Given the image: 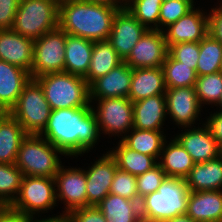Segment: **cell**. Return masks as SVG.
Here are the masks:
<instances>
[{
  "mask_svg": "<svg viewBox=\"0 0 222 222\" xmlns=\"http://www.w3.org/2000/svg\"><path fill=\"white\" fill-rule=\"evenodd\" d=\"M65 156L90 151L100 136L92 106L51 110L44 131L40 134ZM83 152V153H82Z\"/></svg>",
  "mask_w": 222,
  "mask_h": 222,
  "instance_id": "obj_1",
  "label": "cell"
},
{
  "mask_svg": "<svg viewBox=\"0 0 222 222\" xmlns=\"http://www.w3.org/2000/svg\"><path fill=\"white\" fill-rule=\"evenodd\" d=\"M118 8L86 0L59 1L58 26L91 41L108 40Z\"/></svg>",
  "mask_w": 222,
  "mask_h": 222,
  "instance_id": "obj_2",
  "label": "cell"
},
{
  "mask_svg": "<svg viewBox=\"0 0 222 222\" xmlns=\"http://www.w3.org/2000/svg\"><path fill=\"white\" fill-rule=\"evenodd\" d=\"M189 193L185 179L166 177L157 191L141 199L142 222H163L186 214Z\"/></svg>",
  "mask_w": 222,
  "mask_h": 222,
  "instance_id": "obj_3",
  "label": "cell"
},
{
  "mask_svg": "<svg viewBox=\"0 0 222 222\" xmlns=\"http://www.w3.org/2000/svg\"><path fill=\"white\" fill-rule=\"evenodd\" d=\"M35 80L43 88L51 110L90 107L89 85L84 77L67 72L41 75Z\"/></svg>",
  "mask_w": 222,
  "mask_h": 222,
  "instance_id": "obj_4",
  "label": "cell"
},
{
  "mask_svg": "<svg viewBox=\"0 0 222 222\" xmlns=\"http://www.w3.org/2000/svg\"><path fill=\"white\" fill-rule=\"evenodd\" d=\"M65 155L40 135H27L21 142L15 165L24 176L52 177L61 168L58 154Z\"/></svg>",
  "mask_w": 222,
  "mask_h": 222,
  "instance_id": "obj_5",
  "label": "cell"
},
{
  "mask_svg": "<svg viewBox=\"0 0 222 222\" xmlns=\"http://www.w3.org/2000/svg\"><path fill=\"white\" fill-rule=\"evenodd\" d=\"M58 0H20L12 30L33 40L58 27Z\"/></svg>",
  "mask_w": 222,
  "mask_h": 222,
  "instance_id": "obj_6",
  "label": "cell"
},
{
  "mask_svg": "<svg viewBox=\"0 0 222 222\" xmlns=\"http://www.w3.org/2000/svg\"><path fill=\"white\" fill-rule=\"evenodd\" d=\"M22 126L27 135H40L48 122L51 108L43 88L35 79L23 87L16 104L8 112Z\"/></svg>",
  "mask_w": 222,
  "mask_h": 222,
  "instance_id": "obj_7",
  "label": "cell"
},
{
  "mask_svg": "<svg viewBox=\"0 0 222 222\" xmlns=\"http://www.w3.org/2000/svg\"><path fill=\"white\" fill-rule=\"evenodd\" d=\"M57 202L55 179L52 177L23 176L20 192L10 207L33 217L40 211L54 208Z\"/></svg>",
  "mask_w": 222,
  "mask_h": 222,
  "instance_id": "obj_8",
  "label": "cell"
},
{
  "mask_svg": "<svg viewBox=\"0 0 222 222\" xmlns=\"http://www.w3.org/2000/svg\"><path fill=\"white\" fill-rule=\"evenodd\" d=\"M66 32L59 26L34 40L31 79L64 72Z\"/></svg>",
  "mask_w": 222,
  "mask_h": 222,
  "instance_id": "obj_9",
  "label": "cell"
},
{
  "mask_svg": "<svg viewBox=\"0 0 222 222\" xmlns=\"http://www.w3.org/2000/svg\"><path fill=\"white\" fill-rule=\"evenodd\" d=\"M98 101V108L93 112L99 129L105 134L117 136L129 132L133 128V102L129 98L114 97L94 99Z\"/></svg>",
  "mask_w": 222,
  "mask_h": 222,
  "instance_id": "obj_10",
  "label": "cell"
},
{
  "mask_svg": "<svg viewBox=\"0 0 222 222\" xmlns=\"http://www.w3.org/2000/svg\"><path fill=\"white\" fill-rule=\"evenodd\" d=\"M168 46L162 30L148 29L124 60L132 69L162 68L168 55Z\"/></svg>",
  "mask_w": 222,
  "mask_h": 222,
  "instance_id": "obj_11",
  "label": "cell"
},
{
  "mask_svg": "<svg viewBox=\"0 0 222 222\" xmlns=\"http://www.w3.org/2000/svg\"><path fill=\"white\" fill-rule=\"evenodd\" d=\"M147 30L129 11L120 9L114 15L108 41L124 61Z\"/></svg>",
  "mask_w": 222,
  "mask_h": 222,
  "instance_id": "obj_12",
  "label": "cell"
},
{
  "mask_svg": "<svg viewBox=\"0 0 222 222\" xmlns=\"http://www.w3.org/2000/svg\"><path fill=\"white\" fill-rule=\"evenodd\" d=\"M56 199L66 204L64 213L87 206L86 173L84 169L62 166L55 175ZM59 192V193H58Z\"/></svg>",
  "mask_w": 222,
  "mask_h": 222,
  "instance_id": "obj_13",
  "label": "cell"
},
{
  "mask_svg": "<svg viewBox=\"0 0 222 222\" xmlns=\"http://www.w3.org/2000/svg\"><path fill=\"white\" fill-rule=\"evenodd\" d=\"M167 114L181 127H190L198 118L201 105L195 86L167 88L165 92Z\"/></svg>",
  "mask_w": 222,
  "mask_h": 222,
  "instance_id": "obj_14",
  "label": "cell"
},
{
  "mask_svg": "<svg viewBox=\"0 0 222 222\" xmlns=\"http://www.w3.org/2000/svg\"><path fill=\"white\" fill-rule=\"evenodd\" d=\"M116 169V161L108 151L85 171L87 206H96L109 194Z\"/></svg>",
  "mask_w": 222,
  "mask_h": 222,
  "instance_id": "obj_15",
  "label": "cell"
},
{
  "mask_svg": "<svg viewBox=\"0 0 222 222\" xmlns=\"http://www.w3.org/2000/svg\"><path fill=\"white\" fill-rule=\"evenodd\" d=\"M163 31L168 48L185 42H200L208 33V15L194 8Z\"/></svg>",
  "mask_w": 222,
  "mask_h": 222,
  "instance_id": "obj_16",
  "label": "cell"
},
{
  "mask_svg": "<svg viewBox=\"0 0 222 222\" xmlns=\"http://www.w3.org/2000/svg\"><path fill=\"white\" fill-rule=\"evenodd\" d=\"M132 79V68L125 62L99 77L89 85L90 103L93 99L114 97L128 98Z\"/></svg>",
  "mask_w": 222,
  "mask_h": 222,
  "instance_id": "obj_17",
  "label": "cell"
},
{
  "mask_svg": "<svg viewBox=\"0 0 222 222\" xmlns=\"http://www.w3.org/2000/svg\"><path fill=\"white\" fill-rule=\"evenodd\" d=\"M175 139L190 154L195 163L207 162L222 155V148L206 125L204 128L186 130Z\"/></svg>",
  "mask_w": 222,
  "mask_h": 222,
  "instance_id": "obj_18",
  "label": "cell"
},
{
  "mask_svg": "<svg viewBox=\"0 0 222 222\" xmlns=\"http://www.w3.org/2000/svg\"><path fill=\"white\" fill-rule=\"evenodd\" d=\"M34 40L11 30H0V60L19 66L29 73L33 63Z\"/></svg>",
  "mask_w": 222,
  "mask_h": 222,
  "instance_id": "obj_19",
  "label": "cell"
},
{
  "mask_svg": "<svg viewBox=\"0 0 222 222\" xmlns=\"http://www.w3.org/2000/svg\"><path fill=\"white\" fill-rule=\"evenodd\" d=\"M30 79L25 69L0 60V108L9 112Z\"/></svg>",
  "mask_w": 222,
  "mask_h": 222,
  "instance_id": "obj_20",
  "label": "cell"
},
{
  "mask_svg": "<svg viewBox=\"0 0 222 222\" xmlns=\"http://www.w3.org/2000/svg\"><path fill=\"white\" fill-rule=\"evenodd\" d=\"M167 114L165 94L133 102V128L161 130Z\"/></svg>",
  "mask_w": 222,
  "mask_h": 222,
  "instance_id": "obj_21",
  "label": "cell"
},
{
  "mask_svg": "<svg viewBox=\"0 0 222 222\" xmlns=\"http://www.w3.org/2000/svg\"><path fill=\"white\" fill-rule=\"evenodd\" d=\"M186 214L197 222H222V191H190Z\"/></svg>",
  "mask_w": 222,
  "mask_h": 222,
  "instance_id": "obj_22",
  "label": "cell"
},
{
  "mask_svg": "<svg viewBox=\"0 0 222 222\" xmlns=\"http://www.w3.org/2000/svg\"><path fill=\"white\" fill-rule=\"evenodd\" d=\"M164 71L162 68L132 69V79L128 98L132 102L166 92Z\"/></svg>",
  "mask_w": 222,
  "mask_h": 222,
  "instance_id": "obj_23",
  "label": "cell"
},
{
  "mask_svg": "<svg viewBox=\"0 0 222 222\" xmlns=\"http://www.w3.org/2000/svg\"><path fill=\"white\" fill-rule=\"evenodd\" d=\"M185 180L191 192L221 190L222 155L207 162L195 163Z\"/></svg>",
  "mask_w": 222,
  "mask_h": 222,
  "instance_id": "obj_24",
  "label": "cell"
},
{
  "mask_svg": "<svg viewBox=\"0 0 222 222\" xmlns=\"http://www.w3.org/2000/svg\"><path fill=\"white\" fill-rule=\"evenodd\" d=\"M94 41L66 33L64 72L85 77L88 73Z\"/></svg>",
  "mask_w": 222,
  "mask_h": 222,
  "instance_id": "obj_25",
  "label": "cell"
},
{
  "mask_svg": "<svg viewBox=\"0 0 222 222\" xmlns=\"http://www.w3.org/2000/svg\"><path fill=\"white\" fill-rule=\"evenodd\" d=\"M26 136L18 121L6 112L0 119V163L15 164L20 144Z\"/></svg>",
  "mask_w": 222,
  "mask_h": 222,
  "instance_id": "obj_26",
  "label": "cell"
},
{
  "mask_svg": "<svg viewBox=\"0 0 222 222\" xmlns=\"http://www.w3.org/2000/svg\"><path fill=\"white\" fill-rule=\"evenodd\" d=\"M96 207L107 222H142L138 201L109 193Z\"/></svg>",
  "mask_w": 222,
  "mask_h": 222,
  "instance_id": "obj_27",
  "label": "cell"
},
{
  "mask_svg": "<svg viewBox=\"0 0 222 222\" xmlns=\"http://www.w3.org/2000/svg\"><path fill=\"white\" fill-rule=\"evenodd\" d=\"M165 144L166 143L163 145L159 158L162 159V161H159L158 164L164 170L167 177L185 179L194 167L195 162L176 139L171 140L167 146Z\"/></svg>",
  "mask_w": 222,
  "mask_h": 222,
  "instance_id": "obj_28",
  "label": "cell"
},
{
  "mask_svg": "<svg viewBox=\"0 0 222 222\" xmlns=\"http://www.w3.org/2000/svg\"><path fill=\"white\" fill-rule=\"evenodd\" d=\"M123 62L108 40L94 41L88 73L84 79L90 85L94 80L105 76Z\"/></svg>",
  "mask_w": 222,
  "mask_h": 222,
  "instance_id": "obj_29",
  "label": "cell"
},
{
  "mask_svg": "<svg viewBox=\"0 0 222 222\" xmlns=\"http://www.w3.org/2000/svg\"><path fill=\"white\" fill-rule=\"evenodd\" d=\"M115 149L113 148L109 153L115 159L117 168L131 175L143 174L158 164L155 157L134 151L121 140Z\"/></svg>",
  "mask_w": 222,
  "mask_h": 222,
  "instance_id": "obj_30",
  "label": "cell"
},
{
  "mask_svg": "<svg viewBox=\"0 0 222 222\" xmlns=\"http://www.w3.org/2000/svg\"><path fill=\"white\" fill-rule=\"evenodd\" d=\"M131 134L125 135L121 141L130 149L153 156L156 159L160 158V154L164 143L165 136L161 130H141L137 128L131 129Z\"/></svg>",
  "mask_w": 222,
  "mask_h": 222,
  "instance_id": "obj_31",
  "label": "cell"
},
{
  "mask_svg": "<svg viewBox=\"0 0 222 222\" xmlns=\"http://www.w3.org/2000/svg\"><path fill=\"white\" fill-rule=\"evenodd\" d=\"M222 44L209 33L200 41L197 76L220 72Z\"/></svg>",
  "mask_w": 222,
  "mask_h": 222,
  "instance_id": "obj_32",
  "label": "cell"
},
{
  "mask_svg": "<svg viewBox=\"0 0 222 222\" xmlns=\"http://www.w3.org/2000/svg\"><path fill=\"white\" fill-rule=\"evenodd\" d=\"M166 88L195 86L197 80L196 71L190 66L175 60L169 53L163 63Z\"/></svg>",
  "mask_w": 222,
  "mask_h": 222,
  "instance_id": "obj_33",
  "label": "cell"
},
{
  "mask_svg": "<svg viewBox=\"0 0 222 222\" xmlns=\"http://www.w3.org/2000/svg\"><path fill=\"white\" fill-rule=\"evenodd\" d=\"M23 176L15 164L0 163V199L6 205L10 206L19 195Z\"/></svg>",
  "mask_w": 222,
  "mask_h": 222,
  "instance_id": "obj_34",
  "label": "cell"
},
{
  "mask_svg": "<svg viewBox=\"0 0 222 222\" xmlns=\"http://www.w3.org/2000/svg\"><path fill=\"white\" fill-rule=\"evenodd\" d=\"M161 4V0H129L125 9L147 29L159 30Z\"/></svg>",
  "mask_w": 222,
  "mask_h": 222,
  "instance_id": "obj_35",
  "label": "cell"
},
{
  "mask_svg": "<svg viewBox=\"0 0 222 222\" xmlns=\"http://www.w3.org/2000/svg\"><path fill=\"white\" fill-rule=\"evenodd\" d=\"M199 104H217L222 98V74L221 72L197 76L195 84Z\"/></svg>",
  "mask_w": 222,
  "mask_h": 222,
  "instance_id": "obj_36",
  "label": "cell"
},
{
  "mask_svg": "<svg viewBox=\"0 0 222 222\" xmlns=\"http://www.w3.org/2000/svg\"><path fill=\"white\" fill-rule=\"evenodd\" d=\"M109 193L129 200L141 201L138 196L136 176L122 171L119 168L115 171V176L110 186Z\"/></svg>",
  "mask_w": 222,
  "mask_h": 222,
  "instance_id": "obj_37",
  "label": "cell"
},
{
  "mask_svg": "<svg viewBox=\"0 0 222 222\" xmlns=\"http://www.w3.org/2000/svg\"><path fill=\"white\" fill-rule=\"evenodd\" d=\"M193 6L191 3L182 0L163 2L159 13V30L164 31V28H160V26L168 27L170 24L178 21L190 12L194 8Z\"/></svg>",
  "mask_w": 222,
  "mask_h": 222,
  "instance_id": "obj_38",
  "label": "cell"
},
{
  "mask_svg": "<svg viewBox=\"0 0 222 222\" xmlns=\"http://www.w3.org/2000/svg\"><path fill=\"white\" fill-rule=\"evenodd\" d=\"M164 170L159 164L149 171L136 176V184L139 199L158 190L163 180L166 178Z\"/></svg>",
  "mask_w": 222,
  "mask_h": 222,
  "instance_id": "obj_39",
  "label": "cell"
},
{
  "mask_svg": "<svg viewBox=\"0 0 222 222\" xmlns=\"http://www.w3.org/2000/svg\"><path fill=\"white\" fill-rule=\"evenodd\" d=\"M200 52V42H185L171 45L168 53L177 61L196 71Z\"/></svg>",
  "mask_w": 222,
  "mask_h": 222,
  "instance_id": "obj_40",
  "label": "cell"
},
{
  "mask_svg": "<svg viewBox=\"0 0 222 222\" xmlns=\"http://www.w3.org/2000/svg\"><path fill=\"white\" fill-rule=\"evenodd\" d=\"M70 222H107L96 206H86L72 210L68 214Z\"/></svg>",
  "mask_w": 222,
  "mask_h": 222,
  "instance_id": "obj_41",
  "label": "cell"
},
{
  "mask_svg": "<svg viewBox=\"0 0 222 222\" xmlns=\"http://www.w3.org/2000/svg\"><path fill=\"white\" fill-rule=\"evenodd\" d=\"M20 0H0V30H11Z\"/></svg>",
  "mask_w": 222,
  "mask_h": 222,
  "instance_id": "obj_42",
  "label": "cell"
},
{
  "mask_svg": "<svg viewBox=\"0 0 222 222\" xmlns=\"http://www.w3.org/2000/svg\"><path fill=\"white\" fill-rule=\"evenodd\" d=\"M209 34L222 44V6L213 8L208 14Z\"/></svg>",
  "mask_w": 222,
  "mask_h": 222,
  "instance_id": "obj_43",
  "label": "cell"
},
{
  "mask_svg": "<svg viewBox=\"0 0 222 222\" xmlns=\"http://www.w3.org/2000/svg\"><path fill=\"white\" fill-rule=\"evenodd\" d=\"M206 125L212 136L217 140V143L222 148V113L216 111L213 115L207 118Z\"/></svg>",
  "mask_w": 222,
  "mask_h": 222,
  "instance_id": "obj_44",
  "label": "cell"
},
{
  "mask_svg": "<svg viewBox=\"0 0 222 222\" xmlns=\"http://www.w3.org/2000/svg\"><path fill=\"white\" fill-rule=\"evenodd\" d=\"M30 216H26L24 213L13 210L10 206H7L0 213V222H28Z\"/></svg>",
  "mask_w": 222,
  "mask_h": 222,
  "instance_id": "obj_45",
  "label": "cell"
},
{
  "mask_svg": "<svg viewBox=\"0 0 222 222\" xmlns=\"http://www.w3.org/2000/svg\"><path fill=\"white\" fill-rule=\"evenodd\" d=\"M34 217H30L28 222H70V218L68 216L67 213L63 214L62 215H58V216H55V217H49V218H43L42 220H34L33 219Z\"/></svg>",
  "mask_w": 222,
  "mask_h": 222,
  "instance_id": "obj_46",
  "label": "cell"
},
{
  "mask_svg": "<svg viewBox=\"0 0 222 222\" xmlns=\"http://www.w3.org/2000/svg\"><path fill=\"white\" fill-rule=\"evenodd\" d=\"M86 1L97 3V4L109 5V6L118 8L119 10L125 9V4L123 3L125 0H86ZM118 3H120V5Z\"/></svg>",
  "mask_w": 222,
  "mask_h": 222,
  "instance_id": "obj_47",
  "label": "cell"
},
{
  "mask_svg": "<svg viewBox=\"0 0 222 222\" xmlns=\"http://www.w3.org/2000/svg\"><path fill=\"white\" fill-rule=\"evenodd\" d=\"M163 222H197V221H195L192 217H190L187 214H181L176 217L167 219Z\"/></svg>",
  "mask_w": 222,
  "mask_h": 222,
  "instance_id": "obj_48",
  "label": "cell"
},
{
  "mask_svg": "<svg viewBox=\"0 0 222 222\" xmlns=\"http://www.w3.org/2000/svg\"><path fill=\"white\" fill-rule=\"evenodd\" d=\"M8 205H6L1 199H0V213L7 207Z\"/></svg>",
  "mask_w": 222,
  "mask_h": 222,
  "instance_id": "obj_49",
  "label": "cell"
},
{
  "mask_svg": "<svg viewBox=\"0 0 222 222\" xmlns=\"http://www.w3.org/2000/svg\"><path fill=\"white\" fill-rule=\"evenodd\" d=\"M161 1H162V3H163V2H166V1H172V0H161ZM182 1H187V2L191 3L192 5H194V4H193V3H194L193 0H182Z\"/></svg>",
  "mask_w": 222,
  "mask_h": 222,
  "instance_id": "obj_50",
  "label": "cell"
},
{
  "mask_svg": "<svg viewBox=\"0 0 222 222\" xmlns=\"http://www.w3.org/2000/svg\"><path fill=\"white\" fill-rule=\"evenodd\" d=\"M218 104L220 105V107H222V98ZM219 112L222 113V110H220Z\"/></svg>",
  "mask_w": 222,
  "mask_h": 222,
  "instance_id": "obj_51",
  "label": "cell"
},
{
  "mask_svg": "<svg viewBox=\"0 0 222 222\" xmlns=\"http://www.w3.org/2000/svg\"><path fill=\"white\" fill-rule=\"evenodd\" d=\"M5 113H6L5 111H0V119Z\"/></svg>",
  "mask_w": 222,
  "mask_h": 222,
  "instance_id": "obj_52",
  "label": "cell"
},
{
  "mask_svg": "<svg viewBox=\"0 0 222 222\" xmlns=\"http://www.w3.org/2000/svg\"><path fill=\"white\" fill-rule=\"evenodd\" d=\"M220 72L222 74V59H221V68H220Z\"/></svg>",
  "mask_w": 222,
  "mask_h": 222,
  "instance_id": "obj_53",
  "label": "cell"
},
{
  "mask_svg": "<svg viewBox=\"0 0 222 222\" xmlns=\"http://www.w3.org/2000/svg\"><path fill=\"white\" fill-rule=\"evenodd\" d=\"M129 0H125V2H124V4H125V8H126V5H127V2H128Z\"/></svg>",
  "mask_w": 222,
  "mask_h": 222,
  "instance_id": "obj_54",
  "label": "cell"
}]
</instances>
